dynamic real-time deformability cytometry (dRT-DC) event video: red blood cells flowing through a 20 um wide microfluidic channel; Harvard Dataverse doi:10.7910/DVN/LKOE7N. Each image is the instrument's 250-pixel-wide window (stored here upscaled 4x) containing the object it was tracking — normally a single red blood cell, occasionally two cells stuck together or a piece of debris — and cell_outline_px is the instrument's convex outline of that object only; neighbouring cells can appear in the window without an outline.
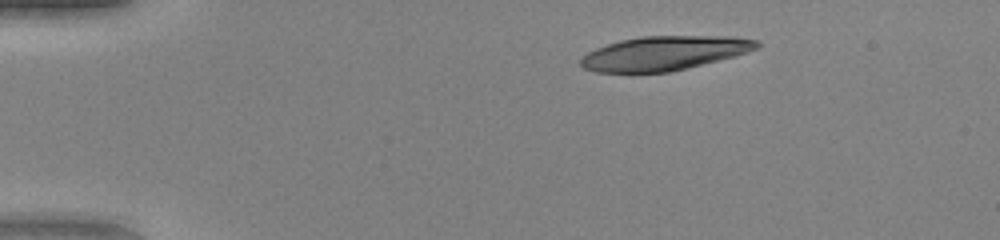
{"species": "human", "species_latin": "Homo sapiens", "temperature_condition": "warm", "stored_images_in_passage": 42, "camera_frame_rate_fps": 3000, "um_per_image_px": 0.085, "donor": {"sex": "female"}, "frame": {"image": 1, "passage_image": 1, "time_ms": 0.0, "image_size_px": [1000, 240], "cell_outline_px": [[760, 44], [756, 48], [748, 52], [736, 56], [688, 68], [668, 72], [596, 72], [584, 68], [580, 64], [580, 60], [588, 52], [596, 48], [620, 40], [640, 36], [732, 36], [760, 40]], "centroid_in_image_um": [56.5, 4.51], "position_along_channel_um": 28.5, "area_um2": 35.08}}
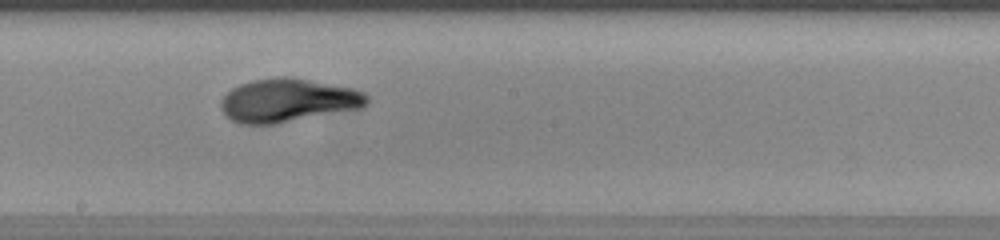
{"frame": {"image": 2, "passage_image": 21, "time_ms": 6.667, "image_size_px": [1000, 240], "cell_outline_px": [[368, 104], [364, 108], [276, 124], [240, 124], [232, 120], [220, 108], [220, 100], [232, 88], [240, 84], [252, 80], [284, 76], [292, 76], [352, 88], [364, 92], [368, 96]], "centroid_in_image_um": [24.51, 8.53], "position_along_channel_um": 223.7, "area_um2": 37.28}}
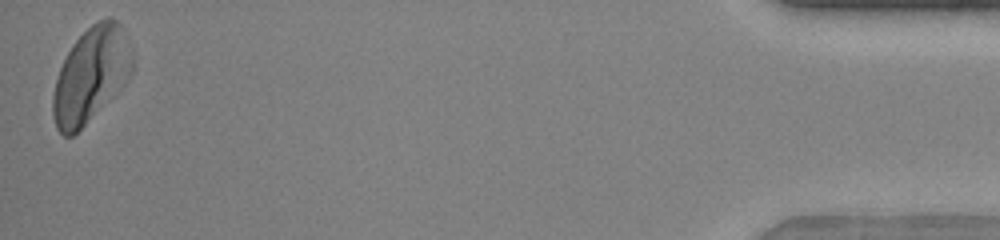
{"frame": {"image": 3, "passage_image": 42, "time_ms": 13.667, "image_size_px": [1000, 240], "cell_outline_px": [[124, 28], [92, 112], [84, 124], [72, 136], [64, 136], [56, 128], [52, 116], [52, 96], [56, 80], [60, 68], [72, 44], [92, 24], [108, 16], [116, 20]], "centroid_in_image_um": [7.14, 6.38], "position_along_channel_um": 428.1, "area_um2": 34.1}, "authors_computed_cell_mechanics": {"area_um2": 36.703, "velocity_mm_per_s": 4.1056, "shape_relaxation_time_tau1_ms": 2.5764, "shape_relaxation_time_tau2_ms": 1.9231, "deformation_change_tau1": 0.1572, "deformation_change_tau2": 0.0703}}